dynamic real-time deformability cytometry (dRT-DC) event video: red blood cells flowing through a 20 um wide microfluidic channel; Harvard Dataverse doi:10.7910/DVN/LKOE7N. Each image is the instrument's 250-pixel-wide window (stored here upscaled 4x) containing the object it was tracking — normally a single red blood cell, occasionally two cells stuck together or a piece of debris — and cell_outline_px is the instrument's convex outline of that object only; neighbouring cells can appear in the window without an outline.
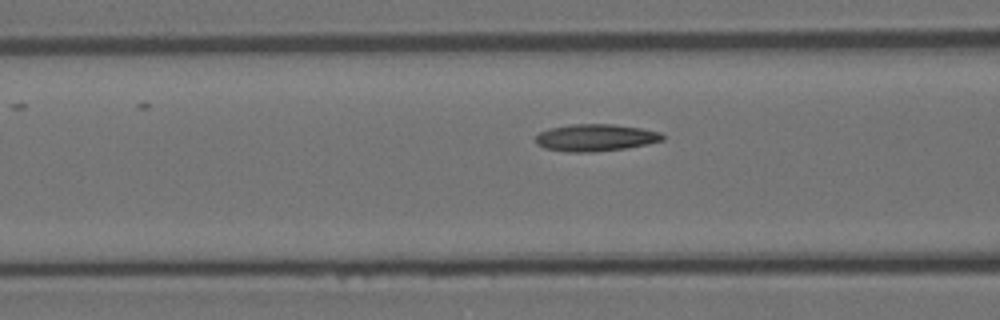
{"species": "Egyptian fruit bat (a non-hibernating species)", "species_latin": "Rousettus aegyptiacus", "temperature_condition": "room temperature", "stored_images_in_passage": 6, "camera_frame_rate_fps": 3000, "um_per_image_px": 0.085, "animal": {"sex": "female"}, "frame": {"image": 1, "passage_image": 6, "time_ms": 1.667, "image_size_px": [1000, 320], "cell_outline_px": [[664, 140], [648, 144], [628, 148], [592, 152], [568, 152], [544, 148], [536, 144], [536, 136], [540, 132], [548, 128], [572, 124], [612, 124], [640, 128], [660, 132], [664, 136]], "centroid_in_image_um": [50.61, 11.7], "position_along_channel_um": 116.0, "area_um2": 20.11}}